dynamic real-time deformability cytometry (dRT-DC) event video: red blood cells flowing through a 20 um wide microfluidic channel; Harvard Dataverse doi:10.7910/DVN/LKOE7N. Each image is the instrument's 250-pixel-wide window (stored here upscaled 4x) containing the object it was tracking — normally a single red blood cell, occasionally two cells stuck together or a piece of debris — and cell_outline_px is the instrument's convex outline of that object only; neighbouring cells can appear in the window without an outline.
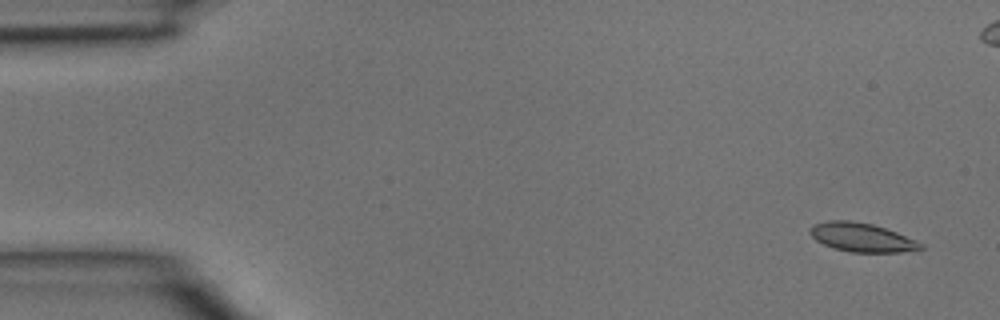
{"species": "common noctule bat (a hibernating species)", "species_latin": "Nyctalus noctula", "temperature_condition": "room temperature", "stored_images_in_passage": 4, "camera_frame_rate_fps": 3000, "um_per_image_px": 0.085, "animal": {"sex": "male", "body_mass_g": 15.6}, "frame": {"image": 1, "passage_image": 1, "time_ms": 0.0, "image_size_px": [1000, 320], "cell_outline_px": [[924, 248], [900, 252], [848, 252], [832, 248], [816, 240], [808, 232], [812, 224], [828, 220], [852, 220], [872, 224], [896, 232], [924, 244]], "centroid_in_image_um": [73.2, 20.17], "position_along_channel_um": 11.8, "area_um2": 18.61}}